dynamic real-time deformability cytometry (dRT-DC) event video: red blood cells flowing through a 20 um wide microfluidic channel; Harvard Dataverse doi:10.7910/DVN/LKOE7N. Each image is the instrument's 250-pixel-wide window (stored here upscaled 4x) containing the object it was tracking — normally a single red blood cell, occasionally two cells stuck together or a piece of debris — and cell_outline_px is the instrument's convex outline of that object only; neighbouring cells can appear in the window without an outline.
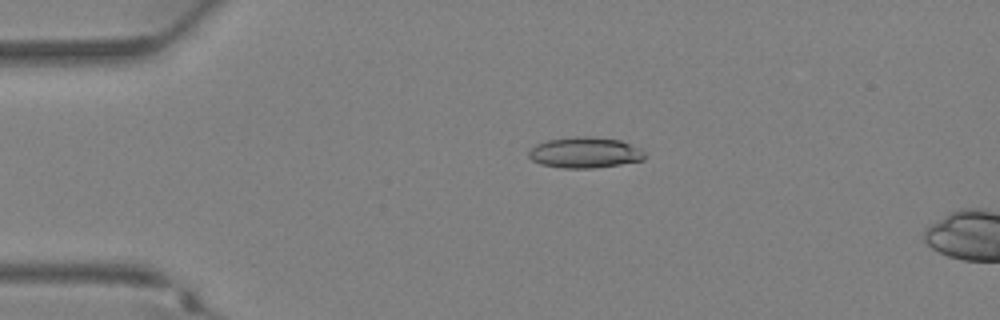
{"species": "Egyptian fruit bat (a non-hibernating species)", "species_latin": "Rousettus aegyptiacus", "temperature_condition": "warm", "stored_images_in_passage": 11, "camera_frame_rate_fps": 3000, "um_per_image_px": 0.085, "animal": {"sex": "female"}, "frame": {"image": 1, "passage_image": 7, "time_ms": 2.0, "image_size_px": [1000, 320], "cell_outline_px": [[648, 156], [644, 160], [596, 168], [560, 168], [540, 164], [532, 160], [528, 156], [528, 152], [536, 144], [548, 140], [576, 136], [588, 136], [620, 140], [640, 148]], "centroid_in_image_um": [49.73, 12.97], "position_along_channel_um": 35.3, "area_um2": 20.98}}